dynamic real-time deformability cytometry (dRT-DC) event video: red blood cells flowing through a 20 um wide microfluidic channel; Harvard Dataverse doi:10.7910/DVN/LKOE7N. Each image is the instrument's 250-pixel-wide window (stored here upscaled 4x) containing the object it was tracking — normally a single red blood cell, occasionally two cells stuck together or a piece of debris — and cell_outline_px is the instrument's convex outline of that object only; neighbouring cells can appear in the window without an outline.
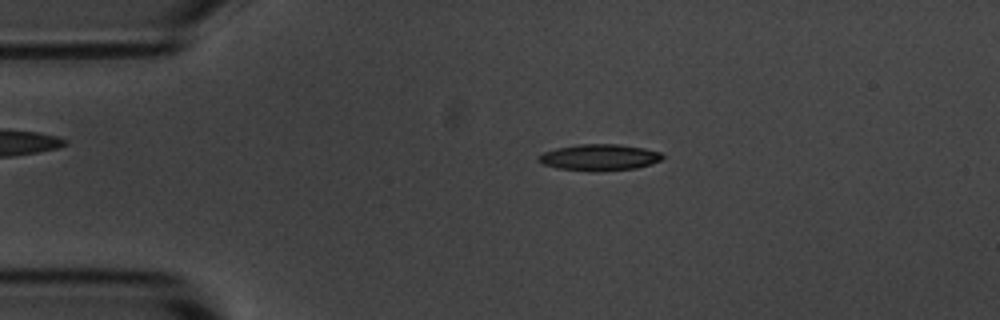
{"species": "common noctule bat (a hibernating species)", "species_latin": "Nyctalus noctula", "temperature_condition": "room temperature", "stored_images_in_passage": 54, "camera_frame_rate_fps": 3000, "um_per_image_px": 0.085, "animal": {"sex": "male", "body_mass_g": 20.1, "forearm_length_mm": 53.5}, "frame": {"image": 1, "passage_image": 10, "time_ms": 3.0, "image_size_px": [1000, 320], "cell_outline_px": [[664, 156], [660, 160], [636, 168], [592, 172], [556, 168], [544, 164], [536, 160], [536, 156], [544, 152], [556, 148], [576, 144], [616, 144], [644, 148], [660, 152]], "centroid_in_image_um": [50.88, 13.38], "position_along_channel_um": 34.1, "area_um2": 19.07}}
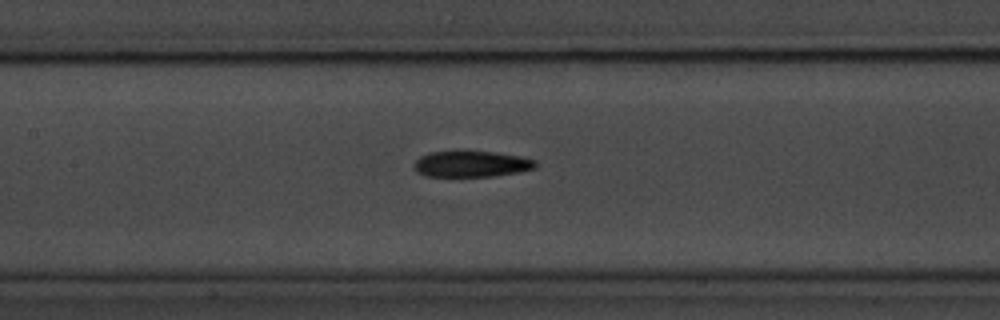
{"frame": {"image": 2, "passage_image": 24, "time_ms": 7.667, "image_size_px": [1000, 320], "cell_outline_px": [[536, 168], [516, 172], [492, 176], [424, 176], [416, 172], [412, 164], [420, 156], [432, 152], [496, 152], [520, 156], [536, 160]], "centroid_in_image_um": [40.04, 13.94], "position_along_channel_um": 167.4, "area_um2": 18.26}}
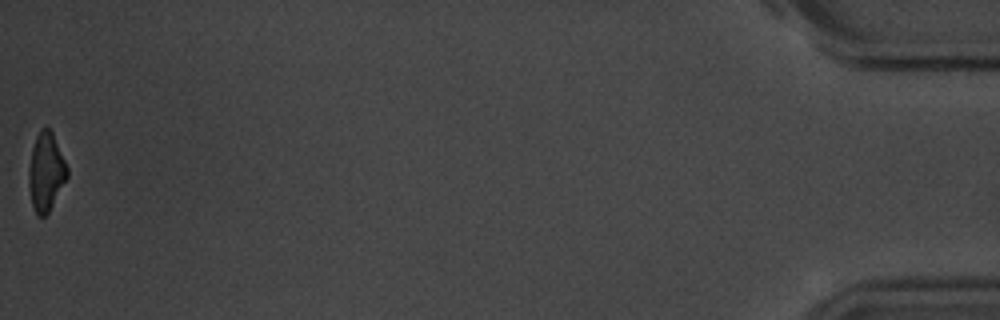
{"frame": {"image": 3, "passage_image": 54, "time_ms": 17.667, "image_size_px": [1000, 320], "cell_outline_px": [[68, 176], [48, 212], [44, 216], [36, 216], [32, 204], [28, 184], [28, 168], [32, 148], [36, 136], [44, 128], [48, 128], [52, 132], [68, 168]], "centroid_in_image_um": [3.89, 14.63], "position_along_channel_um": 431.3, "area_um2": 17.28}, "authors_computed_cell_mechanics": {"area_um2": 18.6983, "velocity_mm_per_s": 3.6376, "shape_relaxation_time_tau1_ms": 3.2899, "shape_relaxation_time_tau2_ms": null, "deformation_change_tau1": 0.1396, "deformation_change_tau2": null}}